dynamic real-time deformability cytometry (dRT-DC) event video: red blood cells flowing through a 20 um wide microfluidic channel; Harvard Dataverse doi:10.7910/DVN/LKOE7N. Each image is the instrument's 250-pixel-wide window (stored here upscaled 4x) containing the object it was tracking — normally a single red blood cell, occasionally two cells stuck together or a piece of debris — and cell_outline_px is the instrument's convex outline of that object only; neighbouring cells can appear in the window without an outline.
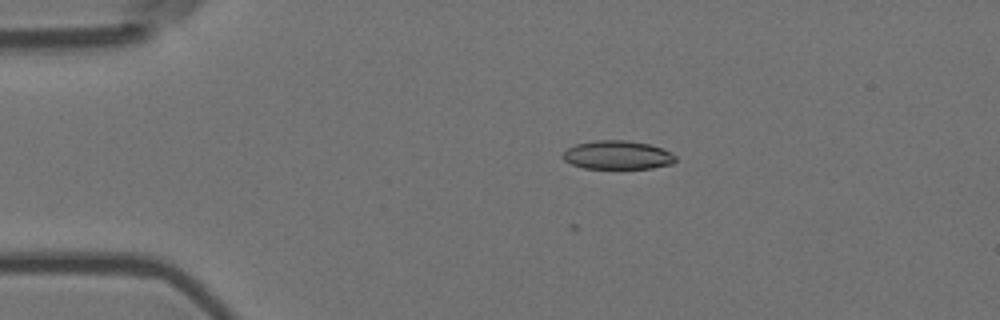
{"species": "Egyptian fruit bat (a non-hibernating species)", "species_latin": "Rousettus aegyptiacus", "temperature_condition": "room temperature", "stored_images_in_passage": 41, "camera_frame_rate_fps": 3000, "um_per_image_px": 0.085, "animal": {"sex": "female"}, "frame": {"image": 1, "passage_image": 1, "time_ms": 0.0, "image_size_px": [1000, 320], "cell_outline_px": [[676, 160], [672, 164], [652, 168], [584, 168], [572, 164], [564, 160], [560, 156], [568, 148], [576, 144], [596, 140], [624, 140], [648, 144], [672, 152], [676, 156]], "centroid_in_image_um": [52.49, 13.18], "position_along_channel_um": 32.5, "area_um2": 18.73}}
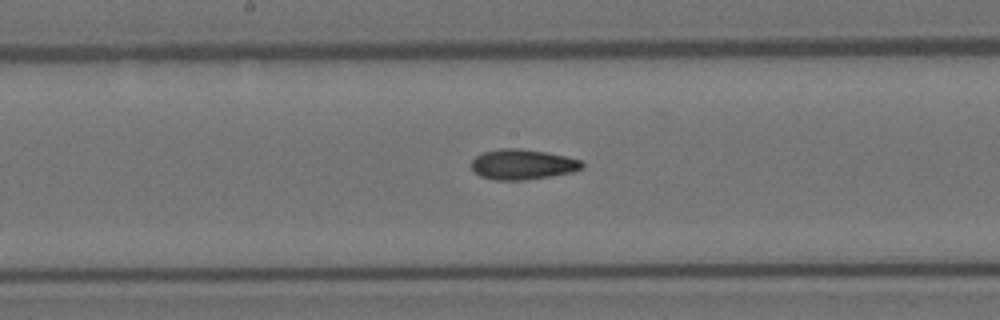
{"frame": {"image": 2, "passage_image": 19, "time_ms": 6.0, "image_size_px": [1000, 320], "cell_outline_px": [[584, 168], [572, 172], [524, 180], [496, 180], [480, 176], [472, 168], [472, 160], [476, 156], [484, 152], [500, 148], [520, 148], [544, 152], [564, 156], [580, 160], [584, 164]], "centroid_in_image_um": [44.41, 13.97], "position_along_channel_um": 203.8, "area_um2": 19.31}}
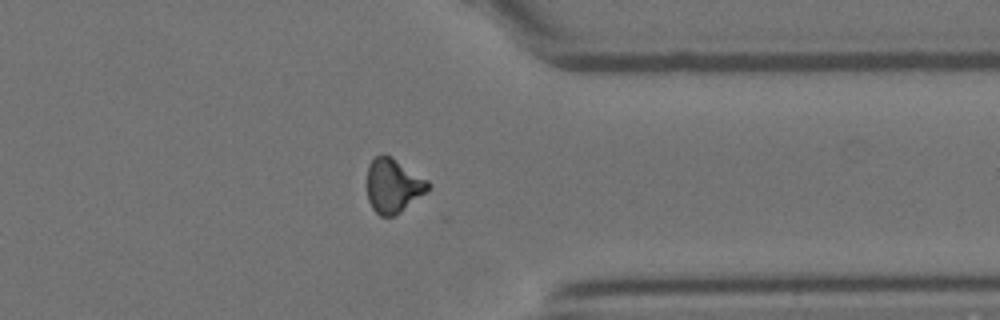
{"frame": {"image": 3, "passage_image": 34, "time_ms": 11.0, "image_size_px": [1000, 320], "cell_outline_px": [[432, 184], [424, 192], [400, 212], [392, 216], [380, 216], [372, 208], [368, 200], [368, 164], [376, 156], [384, 152], [392, 156], [428, 180]], "centroid_in_image_um": [33.4, 15.74], "position_along_channel_um": 378.0, "area_um2": 19.13}, "authors_computed_cell_mechanics": {"area_um2": 19.2474, "velocity_mm_per_s": 3.6086, "shape_relaxation_time_tau1_ms": null, "shape_relaxation_time_tau2_ms": 5.7159, "deformation_change_tau1": null, "deformation_change_tau2": 0.0822}}